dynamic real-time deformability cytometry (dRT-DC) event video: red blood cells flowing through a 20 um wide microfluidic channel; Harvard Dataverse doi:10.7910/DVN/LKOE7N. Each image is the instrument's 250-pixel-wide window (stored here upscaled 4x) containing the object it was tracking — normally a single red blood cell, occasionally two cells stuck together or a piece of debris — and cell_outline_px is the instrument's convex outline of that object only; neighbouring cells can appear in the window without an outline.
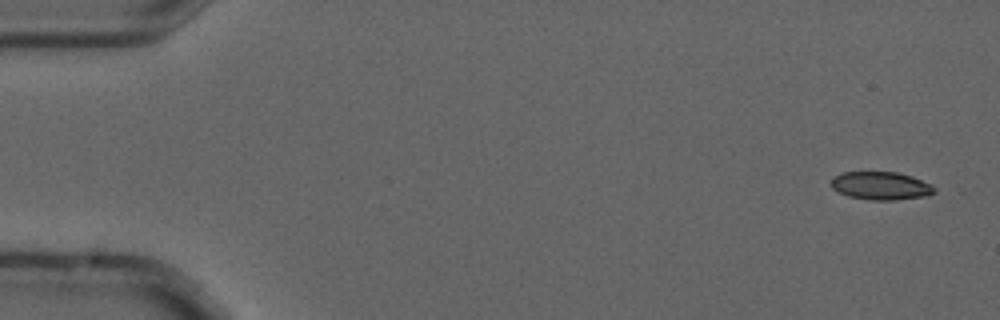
{"species": "common noctule bat (a hibernating species)", "species_latin": "Nyctalus noctula", "temperature_condition": "cold", "stored_images_in_passage": 5, "camera_frame_rate_fps": 3000, "um_per_image_px": 0.085, "animal": {"sex": "male", "forearm_length_mm": 52.5}, "frame": {"image": 1, "passage_image": 1, "time_ms": 0.0, "image_size_px": [1000, 320], "cell_outline_px": [[936, 192], [928, 196], [896, 200], [872, 200], [848, 196], [832, 188], [832, 176], [840, 172], [896, 172], [912, 176], [932, 184], [936, 188]], "centroid_in_image_um": [74.91, 15.79], "position_along_channel_um": 10.1, "area_um2": 17.05}}
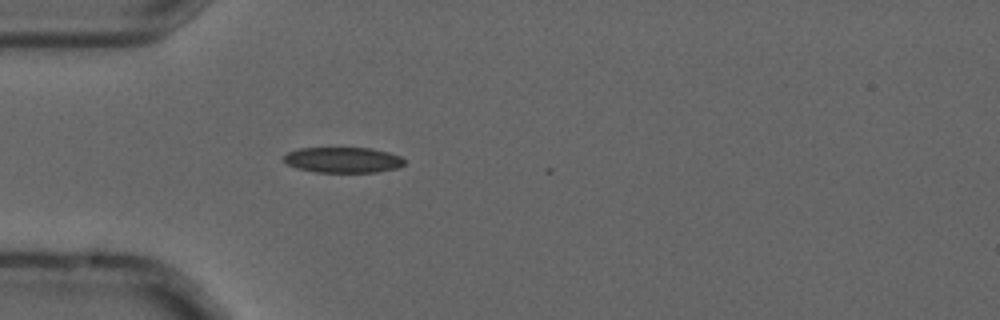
{"frame": {"image": 2, "passage_image": 5, "time_ms": 1.333, "image_size_px": [1000, 320], "cell_outline_px": [[404, 164], [396, 168], [376, 172], [316, 172], [296, 168], [288, 164], [284, 160], [284, 156], [288, 152], [300, 148], [372, 148], [388, 152], [400, 156], [404, 160]], "centroid_in_image_um": [29.15, 13.59], "position_along_channel_um": 55.8, "area_um2": 17.86}}